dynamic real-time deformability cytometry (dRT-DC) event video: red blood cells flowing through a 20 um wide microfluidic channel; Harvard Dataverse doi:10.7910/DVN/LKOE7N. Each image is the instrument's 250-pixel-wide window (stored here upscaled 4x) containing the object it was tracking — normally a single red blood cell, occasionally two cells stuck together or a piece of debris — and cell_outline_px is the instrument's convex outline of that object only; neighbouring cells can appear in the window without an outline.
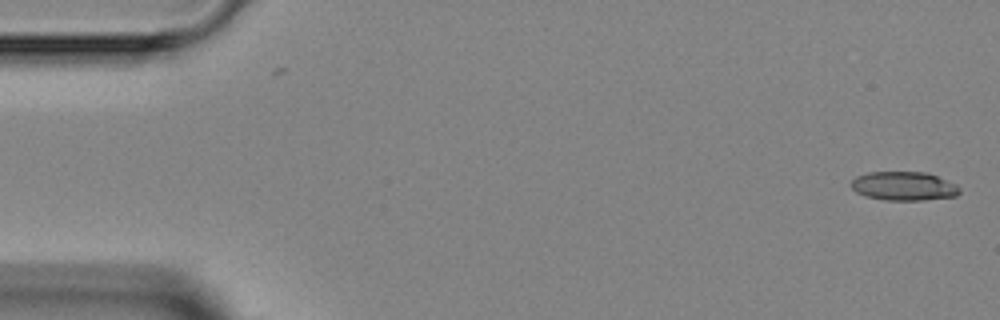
{"species": "Egyptian fruit bat (a non-hibernating species)", "species_latin": "Rousettus aegyptiacus", "temperature_condition": "room temperature", "stored_images_in_passage": 6, "camera_frame_rate_fps": 3000, "um_per_image_px": 0.085, "animal": {"sex": "female"}, "frame": {"image": 1, "passage_image": 1, "time_ms": 0.0, "image_size_px": [1000, 320], "cell_outline_px": [[960, 192], [956, 196], [924, 200], [884, 200], [864, 196], [856, 192], [852, 188], [852, 180], [856, 176], [868, 172], [924, 172], [936, 176], [956, 184], [960, 188]], "centroid_in_image_um": [76.81, 15.82], "position_along_channel_um": 8.2, "area_um2": 18.21}}
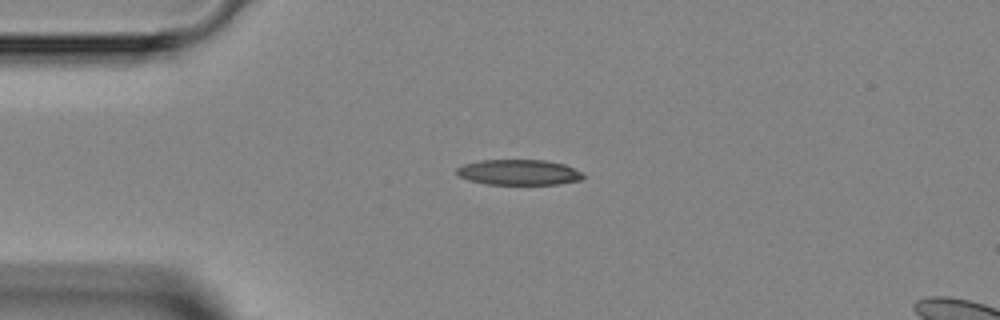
{"frame": {"image": 2, "passage_image": 4, "time_ms": 3.333, "image_size_px": [1000, 320], "cell_outline_px": [[584, 176], [580, 180], [556, 184], [488, 184], [468, 180], [460, 176], [456, 172], [456, 168], [464, 164], [480, 160], [544, 160], [564, 164], [584, 172]], "centroid_in_image_um": [44.11, 14.64], "position_along_channel_um": 40.9, "area_um2": 18.73}}
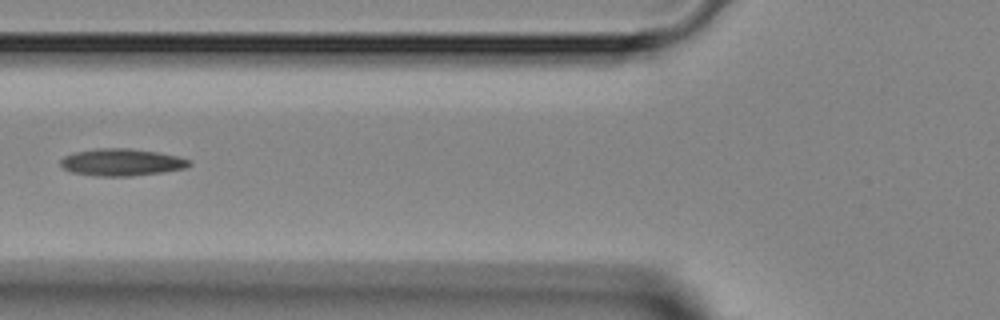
{"frame": {"image": 3, "passage_image": 6, "time_ms": 5.667, "image_size_px": [1000, 320], "cell_outline_px": [[192, 164], [188, 168], [160, 172], [128, 176], [100, 176], [72, 172], [64, 168], [60, 164], [60, 160], [64, 156], [76, 152], [96, 148], [128, 148], [156, 152], [176, 156], [188, 160]], "centroid_in_image_um": [10.32, 13.79], "position_along_channel_um": 115.5, "area_um2": 20.06}}